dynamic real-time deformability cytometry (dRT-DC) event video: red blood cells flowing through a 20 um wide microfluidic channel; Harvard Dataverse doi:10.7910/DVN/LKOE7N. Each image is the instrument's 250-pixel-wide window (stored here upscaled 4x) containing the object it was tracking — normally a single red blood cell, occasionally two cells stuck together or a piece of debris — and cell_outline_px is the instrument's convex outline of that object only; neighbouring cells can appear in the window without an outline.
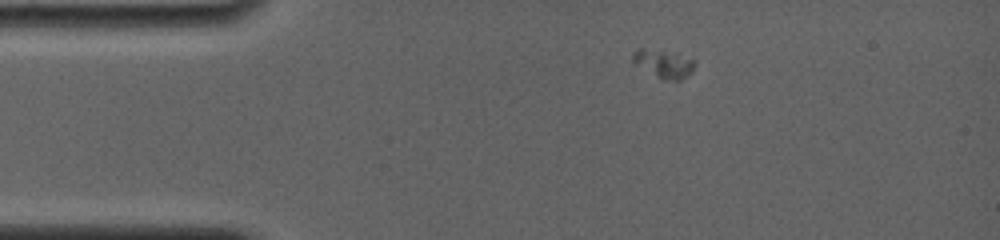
{"species": "common noctule bat (a hibernating species)", "species_latin": "Nyctalus noctula", "temperature_condition": "room temperature", "stored_images_in_passage": 28, "camera_frame_rate_fps": 4000, "um_per_image_px": 0.085, "animal": {"sex": "female", "body_mass_g": 19.0, "forearm_length_mm": 56.7}, "frame": {"image": 1, "passage_image": 4, "time_ms": 1.5, "image_size_px": [1000, 240], "cell_outline_px": [[696, 60], [692, 72], [680, 80], [660, 80], [632, 64], [632, 52], [636, 48], [640, 48], [676, 52]], "centroid_in_image_um": [56.36, 5.41], "position_along_channel_um": 28.6, "area_um2": 10.69}}